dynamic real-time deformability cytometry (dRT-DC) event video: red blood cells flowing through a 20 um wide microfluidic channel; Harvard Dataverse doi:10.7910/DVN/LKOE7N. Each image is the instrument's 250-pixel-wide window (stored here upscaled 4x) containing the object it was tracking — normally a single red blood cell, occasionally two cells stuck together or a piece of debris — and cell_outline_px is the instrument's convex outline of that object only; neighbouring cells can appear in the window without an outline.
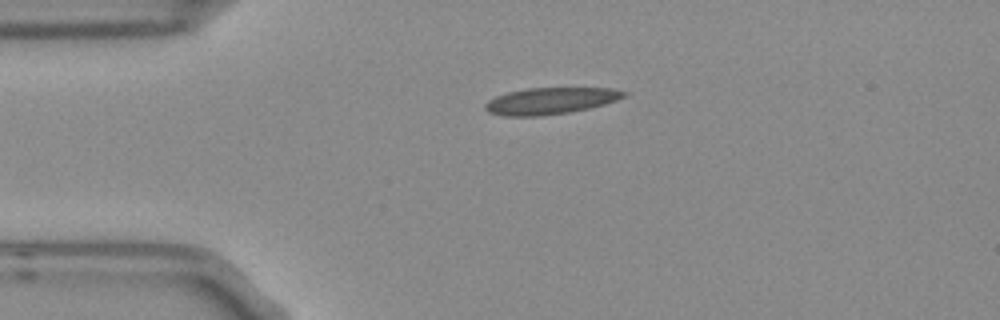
{"species": "Egyptian fruit bat (a non-hibernating species)", "species_latin": "Rousettus aegyptiacus", "temperature_condition": "room temperature", "stored_images_in_passage": 3, "camera_frame_rate_fps": 3000, "um_per_image_px": 0.085, "frame": {"image": 1, "passage_image": 1, "time_ms": 0.0, "image_size_px": [1000, 320], "cell_outline_px": [[628, 96], [604, 104], [588, 108], [568, 112], [536, 116], [504, 116], [488, 112], [484, 108], [484, 104], [488, 100], [496, 96], [508, 92], [524, 88], [612, 88], [628, 92]], "centroid_in_image_um": [46.78, 8.56], "position_along_channel_um": 38.2, "area_um2": 21.5}}
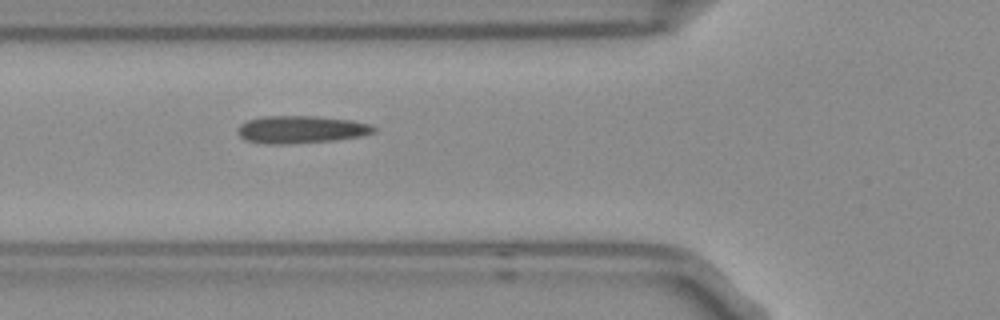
{"frame": {"image": 2, "passage_image": 3, "time_ms": 0.667, "image_size_px": [1000, 320], "cell_outline_px": [[376, 132], [360, 136], [336, 140], [284, 144], [268, 144], [244, 140], [236, 132], [240, 124], [248, 120], [260, 116], [316, 116], [352, 120], [372, 124], [376, 128]], "centroid_in_image_um": [25.59, 11.0], "position_along_channel_um": 100.2, "area_um2": 22.02}}